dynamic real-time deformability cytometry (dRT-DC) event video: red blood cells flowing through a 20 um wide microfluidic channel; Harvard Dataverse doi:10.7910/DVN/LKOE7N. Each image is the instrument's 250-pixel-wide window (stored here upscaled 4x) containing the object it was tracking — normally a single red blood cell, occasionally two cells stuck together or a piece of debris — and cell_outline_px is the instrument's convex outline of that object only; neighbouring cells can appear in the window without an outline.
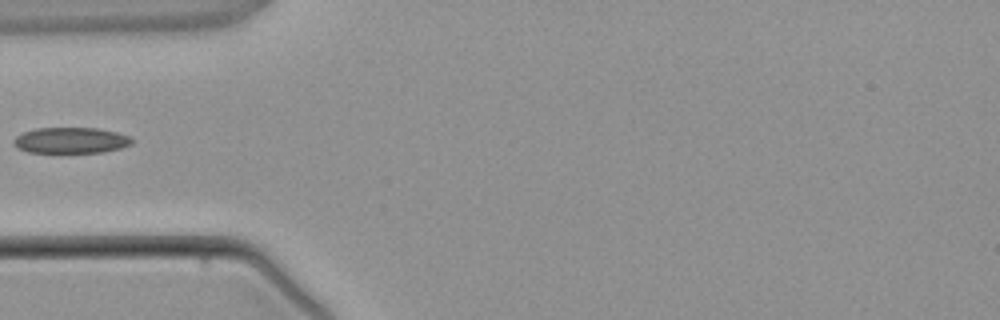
{"species": "common noctule bat (a hibernating species)", "species_latin": "Nyctalus noctula", "temperature_condition": "warm", "stored_images_in_passage": 4, "camera_frame_rate_fps": 3000, "um_per_image_px": 0.085, "animal": {"sex": "male", "body_mass_g": 21.5, "forearm_length_mm": 52.0}, "frame": {"image": 1, "passage_image": 4, "time_ms": 4.333, "image_size_px": [1000, 320], "cell_outline_px": [[136, 140], [132, 144], [120, 148], [104, 152], [28, 152], [16, 148], [12, 144], [12, 140], [16, 136], [24, 132], [36, 128], [96, 128], [116, 132], [132, 136]], "centroid_in_image_um": [6.04, 11.93], "position_along_channel_um": 79.0, "area_um2": 18.03}}